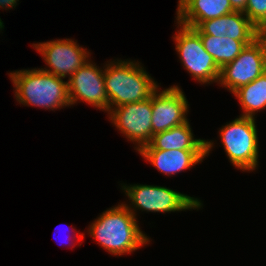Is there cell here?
I'll return each instance as SVG.
<instances>
[{
	"instance_id": "cell-1",
	"label": "cell",
	"mask_w": 266,
	"mask_h": 266,
	"mask_svg": "<svg viewBox=\"0 0 266 266\" xmlns=\"http://www.w3.org/2000/svg\"><path fill=\"white\" fill-rule=\"evenodd\" d=\"M88 232L103 249L115 256L130 254L150 242L141 231L137 217L123 203L102 212Z\"/></svg>"
},
{
	"instance_id": "cell-2",
	"label": "cell",
	"mask_w": 266,
	"mask_h": 266,
	"mask_svg": "<svg viewBox=\"0 0 266 266\" xmlns=\"http://www.w3.org/2000/svg\"><path fill=\"white\" fill-rule=\"evenodd\" d=\"M139 63L117 59V62L105 65L104 83L109 110L148 99L158 89V84Z\"/></svg>"
},
{
	"instance_id": "cell-3",
	"label": "cell",
	"mask_w": 266,
	"mask_h": 266,
	"mask_svg": "<svg viewBox=\"0 0 266 266\" xmlns=\"http://www.w3.org/2000/svg\"><path fill=\"white\" fill-rule=\"evenodd\" d=\"M15 98L23 105L54 110L71 106L68 81L38 69H23L9 74Z\"/></svg>"
},
{
	"instance_id": "cell-4",
	"label": "cell",
	"mask_w": 266,
	"mask_h": 266,
	"mask_svg": "<svg viewBox=\"0 0 266 266\" xmlns=\"http://www.w3.org/2000/svg\"><path fill=\"white\" fill-rule=\"evenodd\" d=\"M255 120L239 116L219 131L230 162L243 172L253 171L258 167L259 145Z\"/></svg>"
},
{
	"instance_id": "cell-5",
	"label": "cell",
	"mask_w": 266,
	"mask_h": 266,
	"mask_svg": "<svg viewBox=\"0 0 266 266\" xmlns=\"http://www.w3.org/2000/svg\"><path fill=\"white\" fill-rule=\"evenodd\" d=\"M122 190L131 201L130 206L123 203L136 217V209L147 212H175L199 209L202 202L194 197L174 191L173 189L154 185H123ZM132 205V206H131ZM133 208V209H132Z\"/></svg>"
},
{
	"instance_id": "cell-6",
	"label": "cell",
	"mask_w": 266,
	"mask_h": 266,
	"mask_svg": "<svg viewBox=\"0 0 266 266\" xmlns=\"http://www.w3.org/2000/svg\"><path fill=\"white\" fill-rule=\"evenodd\" d=\"M177 24L180 28L173 39L176 42L175 50L184 68L199 83H218L221 69L214 58L206 52L200 35L193 28Z\"/></svg>"
},
{
	"instance_id": "cell-7",
	"label": "cell",
	"mask_w": 266,
	"mask_h": 266,
	"mask_svg": "<svg viewBox=\"0 0 266 266\" xmlns=\"http://www.w3.org/2000/svg\"><path fill=\"white\" fill-rule=\"evenodd\" d=\"M109 119L121 134L137 144L139 151L152 138L151 97L139 102L123 104L108 111Z\"/></svg>"
},
{
	"instance_id": "cell-8",
	"label": "cell",
	"mask_w": 266,
	"mask_h": 266,
	"mask_svg": "<svg viewBox=\"0 0 266 266\" xmlns=\"http://www.w3.org/2000/svg\"><path fill=\"white\" fill-rule=\"evenodd\" d=\"M41 53L49 69L42 71L54 74L57 77L68 79L80 67L89 61L90 53L82 48L73 39H58L32 44Z\"/></svg>"
},
{
	"instance_id": "cell-9",
	"label": "cell",
	"mask_w": 266,
	"mask_h": 266,
	"mask_svg": "<svg viewBox=\"0 0 266 266\" xmlns=\"http://www.w3.org/2000/svg\"><path fill=\"white\" fill-rule=\"evenodd\" d=\"M266 71V61L261 45L254 40L220 71L218 84L230 92L249 84Z\"/></svg>"
},
{
	"instance_id": "cell-10",
	"label": "cell",
	"mask_w": 266,
	"mask_h": 266,
	"mask_svg": "<svg viewBox=\"0 0 266 266\" xmlns=\"http://www.w3.org/2000/svg\"><path fill=\"white\" fill-rule=\"evenodd\" d=\"M86 62L68 79V95L71 105L81 100L102 111H109L104 83V70Z\"/></svg>"
},
{
	"instance_id": "cell-11",
	"label": "cell",
	"mask_w": 266,
	"mask_h": 266,
	"mask_svg": "<svg viewBox=\"0 0 266 266\" xmlns=\"http://www.w3.org/2000/svg\"><path fill=\"white\" fill-rule=\"evenodd\" d=\"M151 95L152 136L188 122V101L182 90L174 85Z\"/></svg>"
},
{
	"instance_id": "cell-12",
	"label": "cell",
	"mask_w": 266,
	"mask_h": 266,
	"mask_svg": "<svg viewBox=\"0 0 266 266\" xmlns=\"http://www.w3.org/2000/svg\"><path fill=\"white\" fill-rule=\"evenodd\" d=\"M193 29L198 34L226 36L237 41H254L256 35V26L240 11L203 21Z\"/></svg>"
},
{
	"instance_id": "cell-13",
	"label": "cell",
	"mask_w": 266,
	"mask_h": 266,
	"mask_svg": "<svg viewBox=\"0 0 266 266\" xmlns=\"http://www.w3.org/2000/svg\"><path fill=\"white\" fill-rule=\"evenodd\" d=\"M212 141L195 139L189 121L152 136L151 141L140 150H206L209 155Z\"/></svg>"
},
{
	"instance_id": "cell-14",
	"label": "cell",
	"mask_w": 266,
	"mask_h": 266,
	"mask_svg": "<svg viewBox=\"0 0 266 266\" xmlns=\"http://www.w3.org/2000/svg\"><path fill=\"white\" fill-rule=\"evenodd\" d=\"M160 173L174 175L203 162L206 150H139Z\"/></svg>"
},
{
	"instance_id": "cell-15",
	"label": "cell",
	"mask_w": 266,
	"mask_h": 266,
	"mask_svg": "<svg viewBox=\"0 0 266 266\" xmlns=\"http://www.w3.org/2000/svg\"><path fill=\"white\" fill-rule=\"evenodd\" d=\"M234 12L229 0H192L178 14L177 23L195 28L201 22Z\"/></svg>"
},
{
	"instance_id": "cell-16",
	"label": "cell",
	"mask_w": 266,
	"mask_h": 266,
	"mask_svg": "<svg viewBox=\"0 0 266 266\" xmlns=\"http://www.w3.org/2000/svg\"><path fill=\"white\" fill-rule=\"evenodd\" d=\"M203 47L210 54L221 69L232 62L253 41H237L226 36L215 37L208 34H199Z\"/></svg>"
},
{
	"instance_id": "cell-17",
	"label": "cell",
	"mask_w": 266,
	"mask_h": 266,
	"mask_svg": "<svg viewBox=\"0 0 266 266\" xmlns=\"http://www.w3.org/2000/svg\"><path fill=\"white\" fill-rule=\"evenodd\" d=\"M243 109L240 116L255 118L256 112L266 109V71L247 85L232 93Z\"/></svg>"
},
{
	"instance_id": "cell-18",
	"label": "cell",
	"mask_w": 266,
	"mask_h": 266,
	"mask_svg": "<svg viewBox=\"0 0 266 266\" xmlns=\"http://www.w3.org/2000/svg\"><path fill=\"white\" fill-rule=\"evenodd\" d=\"M243 13L255 26L266 22V0H248Z\"/></svg>"
},
{
	"instance_id": "cell-19",
	"label": "cell",
	"mask_w": 266,
	"mask_h": 266,
	"mask_svg": "<svg viewBox=\"0 0 266 266\" xmlns=\"http://www.w3.org/2000/svg\"><path fill=\"white\" fill-rule=\"evenodd\" d=\"M255 40L261 45L266 61V22L260 23L256 26Z\"/></svg>"
},
{
	"instance_id": "cell-20",
	"label": "cell",
	"mask_w": 266,
	"mask_h": 266,
	"mask_svg": "<svg viewBox=\"0 0 266 266\" xmlns=\"http://www.w3.org/2000/svg\"><path fill=\"white\" fill-rule=\"evenodd\" d=\"M17 1H19V0H0V8H2V9L5 8V10H6L7 8L11 9L13 7H16ZM2 28H4V25H3V22L0 18V30H2Z\"/></svg>"
},
{
	"instance_id": "cell-21",
	"label": "cell",
	"mask_w": 266,
	"mask_h": 266,
	"mask_svg": "<svg viewBox=\"0 0 266 266\" xmlns=\"http://www.w3.org/2000/svg\"><path fill=\"white\" fill-rule=\"evenodd\" d=\"M234 11L244 12L248 0H229Z\"/></svg>"
},
{
	"instance_id": "cell-22",
	"label": "cell",
	"mask_w": 266,
	"mask_h": 266,
	"mask_svg": "<svg viewBox=\"0 0 266 266\" xmlns=\"http://www.w3.org/2000/svg\"><path fill=\"white\" fill-rule=\"evenodd\" d=\"M190 1L192 0H179L176 14H178Z\"/></svg>"
}]
</instances>
